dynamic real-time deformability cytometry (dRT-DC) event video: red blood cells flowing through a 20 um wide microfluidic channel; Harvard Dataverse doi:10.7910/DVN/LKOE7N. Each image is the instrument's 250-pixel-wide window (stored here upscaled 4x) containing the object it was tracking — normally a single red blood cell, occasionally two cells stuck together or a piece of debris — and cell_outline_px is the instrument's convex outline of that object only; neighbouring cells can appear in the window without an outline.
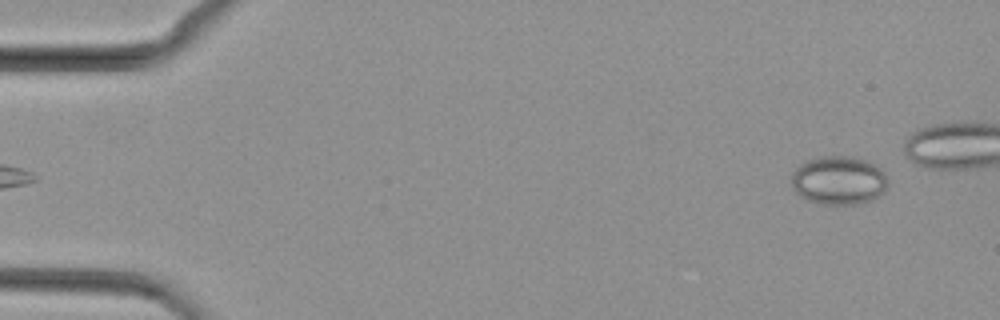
{"species": "common noctule bat (a hibernating species)", "species_latin": "Nyctalus noctula", "temperature_condition": "cold", "stored_images_in_passage": 25, "camera_frame_rate_fps": 3000, "um_per_image_px": 0.085, "animal": {"sex": "female", "body_mass_g": 29.2, "forearm_length_mm": 56.3}, "frame": {"image": 1, "passage_image": 1, "time_ms": 0.0, "image_size_px": [1000, 320], "cell_outline_px": [[888, 184], [884, 192], [880, 196], [872, 200], [856, 204], [820, 204], [808, 200], [800, 196], [792, 188], [792, 172], [800, 164], [808, 160], [820, 156], [852, 156], [864, 160], [880, 168], [884, 172], [888, 180]], "centroid_in_image_um": [71.3, 15.34], "position_along_channel_um": 13.7, "area_um2": 27.46}}
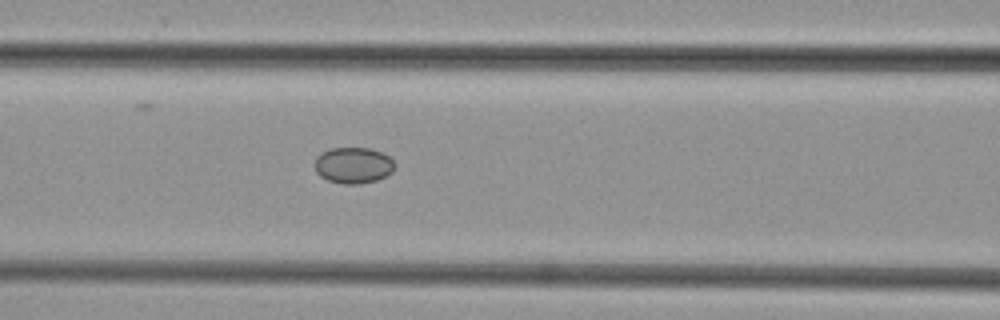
{"frame": {"image": 2, "passage_image": 18, "time_ms": 5.667, "image_size_px": [1000, 320], "cell_outline_px": [[396, 164], [392, 172], [376, 180], [360, 184], [344, 184], [328, 180], [320, 176], [316, 172], [316, 156], [320, 152], [332, 148], [372, 148], [384, 152]], "centroid_in_image_um": [30.04, 14.04], "position_along_channel_um": 136.6, "area_um2": 16.94}}
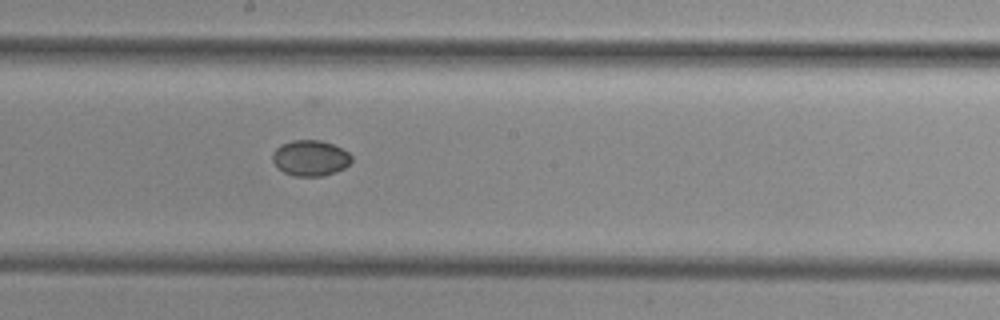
{"frame": {"image": 3, "passage_image": 24, "time_ms": 7.667, "image_size_px": [1000, 320], "cell_outline_px": [[352, 160], [344, 168], [336, 172], [324, 176], [296, 176], [284, 172], [272, 160], [272, 152], [280, 144], [292, 140], [320, 140], [332, 144], [348, 152], [352, 156]], "centroid_in_image_um": [26.38, 13.43], "position_along_channel_um": 221.8, "area_um2": 16.42}}